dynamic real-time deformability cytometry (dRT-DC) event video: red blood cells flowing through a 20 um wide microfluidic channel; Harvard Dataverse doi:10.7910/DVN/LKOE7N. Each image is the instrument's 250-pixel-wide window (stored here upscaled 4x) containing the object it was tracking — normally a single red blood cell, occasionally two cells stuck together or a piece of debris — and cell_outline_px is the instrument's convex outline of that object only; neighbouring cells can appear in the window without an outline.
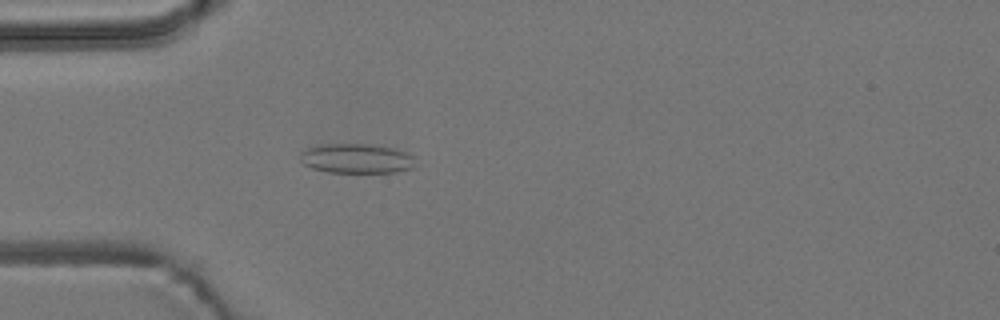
{"species": "common noctule bat (a hibernating species)", "species_latin": "Nyctalus noctula", "temperature_condition": "room temperature", "stored_images_in_passage": 2, "camera_frame_rate_fps": 3000, "um_per_image_px": 0.085, "animal": {"sex": "male", "body_mass_g": 19.2, "forearm_length_mm": 51.8}, "frame": {"image": 1, "passage_image": 2, "time_ms": 1.0, "image_size_px": [1000, 320], "cell_outline_px": [[412, 168], [396, 172], [328, 172], [312, 168], [304, 164], [300, 160], [300, 152], [308, 148], [320, 144], [372, 144], [396, 148], [412, 156]], "centroid_in_image_um": [30.25, 13.46], "position_along_channel_um": 54.7, "area_um2": 19.77}}